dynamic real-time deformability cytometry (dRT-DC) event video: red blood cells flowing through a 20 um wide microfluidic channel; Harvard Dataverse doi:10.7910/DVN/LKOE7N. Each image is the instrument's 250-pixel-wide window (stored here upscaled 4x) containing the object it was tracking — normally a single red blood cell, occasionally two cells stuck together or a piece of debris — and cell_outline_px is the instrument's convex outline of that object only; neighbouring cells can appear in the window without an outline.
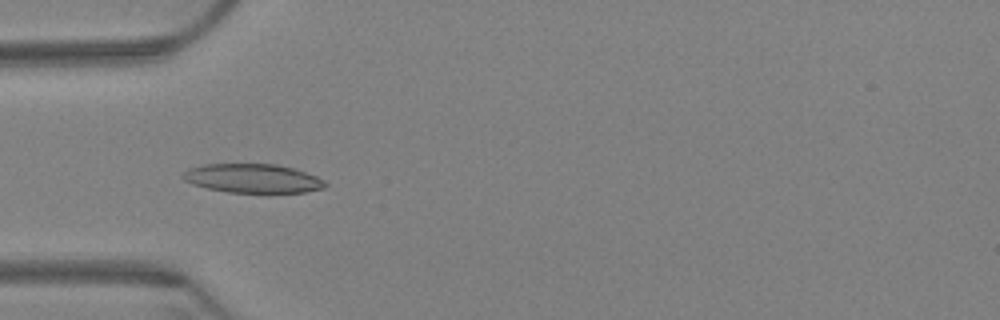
{"species": "Egyptian fruit bat (a non-hibernating species)", "species_latin": "Rousettus aegyptiacus", "temperature_condition": "warm", "stored_images_in_passage": 46, "camera_frame_rate_fps": 3000, "um_per_image_px": 0.085, "animal": {"sex": "female"}, "frame": {"image": 1, "passage_image": 3, "time_ms": 0.667, "image_size_px": [1000, 320], "cell_outline_px": [[328, 184], [324, 188], [304, 192], [228, 192], [208, 188], [192, 184], [184, 180], [180, 176], [188, 168], [204, 164], [276, 164], [292, 168], [316, 176], [324, 180]], "centroid_in_image_um": [21.45, 15.16], "position_along_channel_um": 63.5, "area_um2": 23.87}}
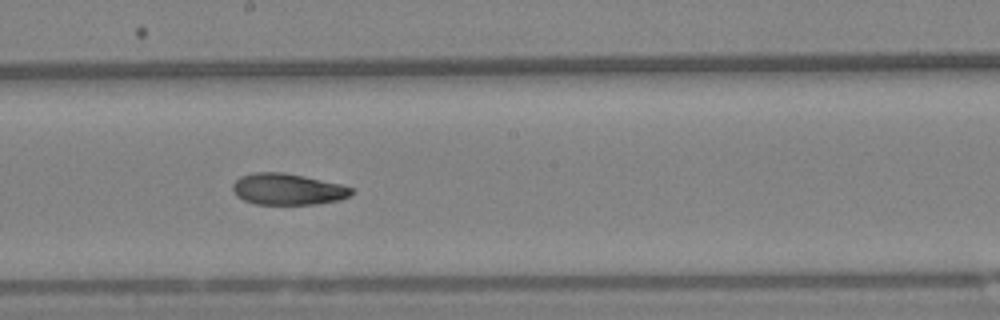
{"frame": {"image": 2, "passage_image": 18, "time_ms": 5.667, "image_size_px": [1000, 320], "cell_outline_px": [[356, 192], [352, 196], [340, 200], [316, 204], [256, 204], [244, 200], [236, 196], [232, 192], [232, 184], [240, 176], [252, 172], [284, 172], [304, 176], [340, 184], [352, 188]], "centroid_in_image_um": [24.46, 16.08], "position_along_channel_um": 223.7, "area_um2": 21.96}}
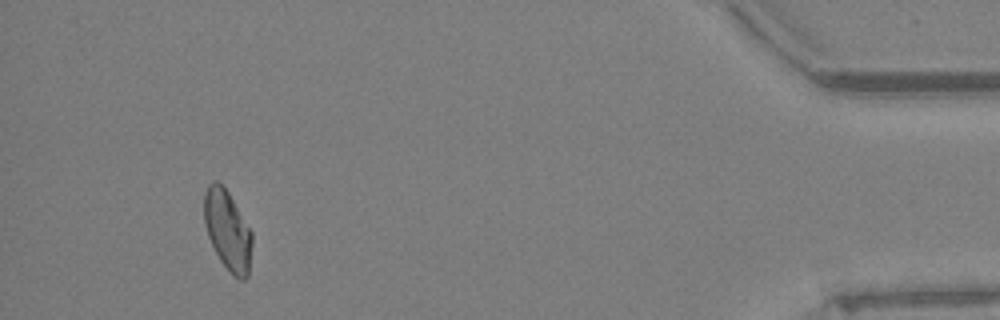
{"frame": {"image": 3, "passage_image": 42, "time_ms": 13.667, "image_size_px": [1000, 320], "cell_outline_px": [[252, 244], [248, 276], [244, 280], [240, 280], [232, 276], [220, 260], [208, 236], [204, 224], [204, 192], [208, 184], [212, 180], [216, 180], [228, 192], [252, 232]], "centroid_in_image_um": [19.34, 19.59], "position_along_channel_um": 415.9, "area_um2": 22.31}, "authors_computed_cell_mechanics": {"area_um2": 22.3686, "velocity_mm_per_s": 3.2462, "shape_relaxation_time_tau1_ms": null, "shape_relaxation_time_tau2_ms": 5.8759, "deformation_change_tau1": null, "deformation_change_tau2": 0.1001}}